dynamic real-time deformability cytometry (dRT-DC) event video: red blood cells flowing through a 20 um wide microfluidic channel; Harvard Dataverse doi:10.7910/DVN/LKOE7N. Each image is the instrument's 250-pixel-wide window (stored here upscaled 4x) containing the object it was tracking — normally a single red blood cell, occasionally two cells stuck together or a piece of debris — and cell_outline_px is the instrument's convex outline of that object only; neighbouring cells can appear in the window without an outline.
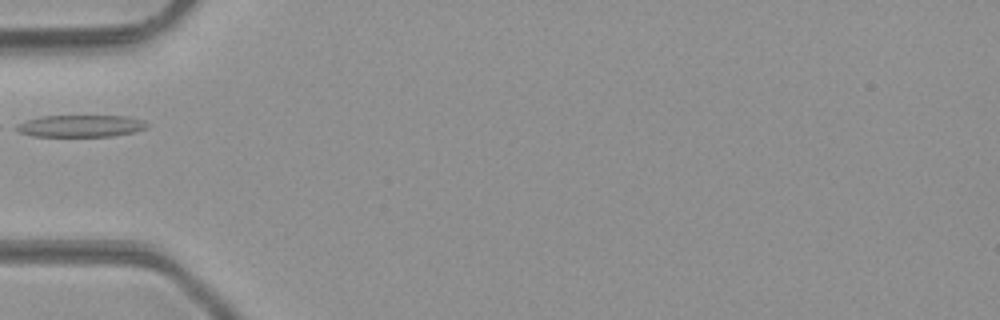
{"species": "common noctule bat (a hibernating species)", "species_latin": "Nyctalus noctula", "temperature_condition": "room temperature", "stored_images_in_passage": 31, "camera_frame_rate_fps": 3000, "um_per_image_px": 0.085, "animal": {"sex": "male", "body_mass_g": 23.1, "forearm_length_mm": 52.7}, "frame": {"image": 1, "passage_image": 1, "time_ms": 0.0, "image_size_px": [1000, 320], "cell_outline_px": [[152, 124], [148, 128], [136, 132], [112, 136], [32, 136], [20, 132], [12, 128], [16, 124], [40, 116], [128, 116], [144, 120]], "centroid_in_image_um": [6.92, 10.7], "position_along_channel_um": 78.1, "area_um2": 16.99}}
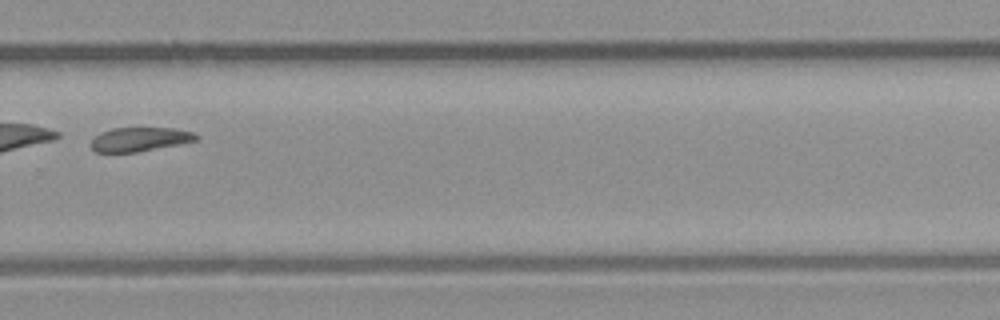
{"frame": {"image": 2, "passage_image": 18, "time_ms": 5.667, "image_size_px": [1000, 320], "cell_outline_px": [[200, 136], [196, 140], [136, 152], [96, 152], [92, 148], [92, 140], [100, 132], [112, 128], [176, 128], [192, 132]], "centroid_in_image_um": [11.87, 11.83], "position_along_channel_um": 317.9, "area_um2": 14.45}}